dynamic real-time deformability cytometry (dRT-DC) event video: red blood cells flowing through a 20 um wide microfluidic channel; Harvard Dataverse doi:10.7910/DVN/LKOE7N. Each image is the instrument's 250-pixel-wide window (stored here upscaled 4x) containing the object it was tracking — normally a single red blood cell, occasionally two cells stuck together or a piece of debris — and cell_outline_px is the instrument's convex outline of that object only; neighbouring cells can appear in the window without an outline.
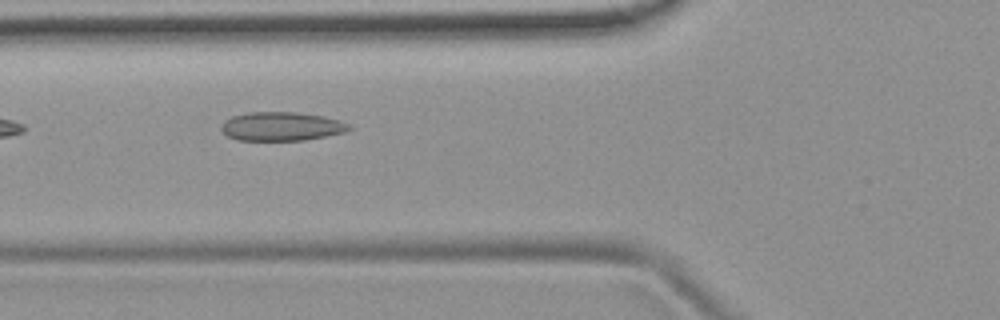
{"species": "common noctule bat (a hibernating species)", "species_latin": "Nyctalus noctula", "temperature_condition": "room temperature", "stored_images_in_passage": 12, "camera_frame_rate_fps": 3000, "um_per_image_px": 0.085, "animal": {"sex": "female", "body_mass_g": 19.9}, "frame": {"image": 1, "passage_image": 3, "time_ms": 0.667, "image_size_px": [1000, 320], "cell_outline_px": [[352, 128], [344, 132], [304, 140], [236, 140], [228, 136], [220, 128], [220, 124], [224, 120], [232, 116], [248, 112], [296, 112], [324, 116], [340, 120], [348, 124]], "centroid_in_image_um": [23.89, 10.73], "position_along_channel_um": 101.9, "area_um2": 21.44}}